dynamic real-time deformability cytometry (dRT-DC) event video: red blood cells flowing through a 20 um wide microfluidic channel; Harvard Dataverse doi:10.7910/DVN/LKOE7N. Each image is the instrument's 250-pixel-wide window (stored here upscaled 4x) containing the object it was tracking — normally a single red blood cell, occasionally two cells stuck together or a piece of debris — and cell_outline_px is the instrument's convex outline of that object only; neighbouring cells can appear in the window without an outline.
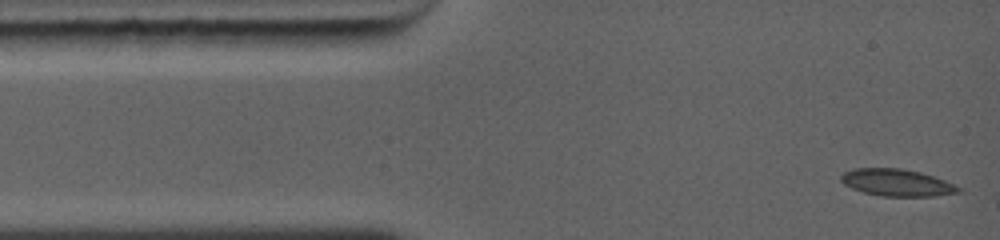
{"species": "common noctule bat (a hibernating species)", "species_latin": "Nyctalus noctula", "temperature_condition": "warm", "stored_images_in_passage": 32, "camera_frame_rate_fps": 5000, "um_per_image_px": 0.085, "animal": {"sex": "female", "body_mass_g": 19.0, "forearm_length_mm": 56.7}, "frame": {"image": 1, "passage_image": 1, "time_ms": 0.0, "image_size_px": [1000, 240], "cell_outline_px": [[964, 192], [932, 196], [884, 196], [864, 192], [852, 188], [844, 184], [840, 180], [840, 176], [844, 172], [856, 168], [900, 168], [920, 172], [944, 180], [964, 188]], "centroid_in_image_um": [76.28, 15.52], "position_along_channel_um": 8.7, "area_um2": 18.5}}
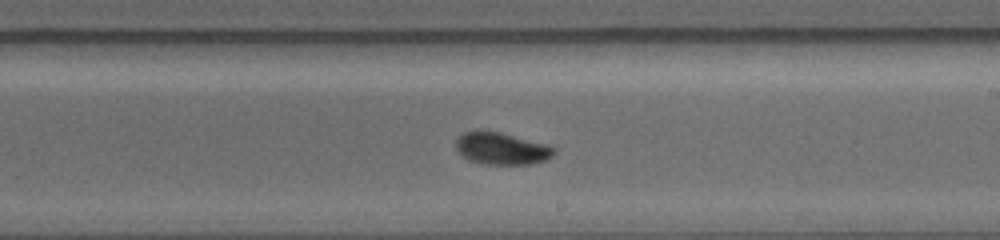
{"frame": {"image": 2, "passage_image": 19, "time_ms": 6.8, "image_size_px": [1000, 240], "cell_outline_px": [[556, 152], [548, 160], [532, 164], [480, 164], [468, 160], [456, 148], [456, 144], [460, 136], [468, 132], [496, 132], [544, 144], [556, 148]], "centroid_in_image_um": [42.68, 12.68], "position_along_channel_um": 246.3, "area_um2": 17.74}}
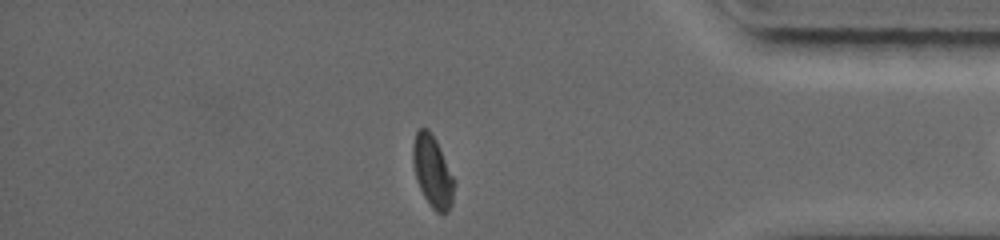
{"frame": {"image": 3, "passage_image": 31, "time_ms": 10.8, "image_size_px": [1000, 240], "cell_outline_px": [[452, 204], [448, 212], [436, 212], [432, 208], [424, 196], [416, 180], [412, 160], [412, 148], [416, 132], [420, 128], [428, 128], [436, 140], [452, 176]], "centroid_in_image_um": [36.72, 14.56], "position_along_channel_um": 398.5, "area_um2": 16.7}}